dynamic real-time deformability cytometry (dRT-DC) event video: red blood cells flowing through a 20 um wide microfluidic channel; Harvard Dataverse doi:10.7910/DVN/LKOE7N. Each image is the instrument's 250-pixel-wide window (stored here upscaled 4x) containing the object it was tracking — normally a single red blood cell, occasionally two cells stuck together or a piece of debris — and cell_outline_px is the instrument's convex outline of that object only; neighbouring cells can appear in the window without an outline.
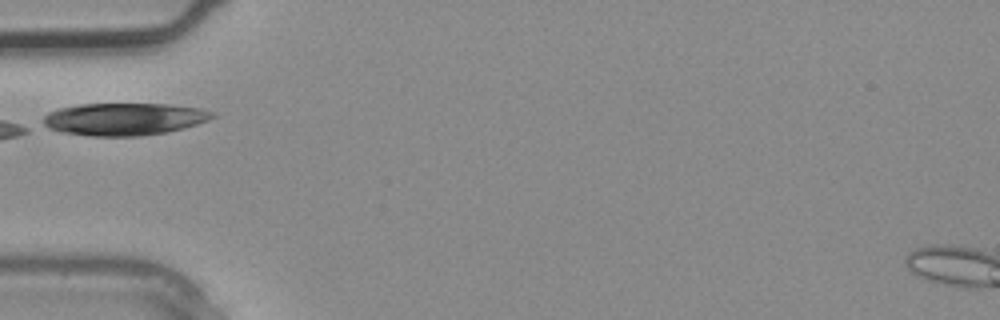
{"species": "common noctule bat (a hibernating species)", "species_latin": "Nyctalus noctula", "temperature_condition": "warm", "stored_images_in_passage": 1, "camera_frame_rate_fps": 3000, "um_per_image_px": 0.085, "animal": {"sex": "male", "body_mass_g": 20.4}, "frame": {"image": 1, "passage_image": 1, "time_ms": 0.0, "image_size_px": [1000, 320], "cell_outline_px": [[216, 116], [208, 120], [184, 128], [168, 132], [140, 136], [92, 136], [60, 132], [48, 128], [44, 124], [44, 116], [48, 112], [60, 108], [80, 104], [168, 104], [200, 108], [216, 112]], "centroid_in_image_um": [10.58, 10.12], "position_along_channel_um": 74.4, "area_um2": 32.02}}